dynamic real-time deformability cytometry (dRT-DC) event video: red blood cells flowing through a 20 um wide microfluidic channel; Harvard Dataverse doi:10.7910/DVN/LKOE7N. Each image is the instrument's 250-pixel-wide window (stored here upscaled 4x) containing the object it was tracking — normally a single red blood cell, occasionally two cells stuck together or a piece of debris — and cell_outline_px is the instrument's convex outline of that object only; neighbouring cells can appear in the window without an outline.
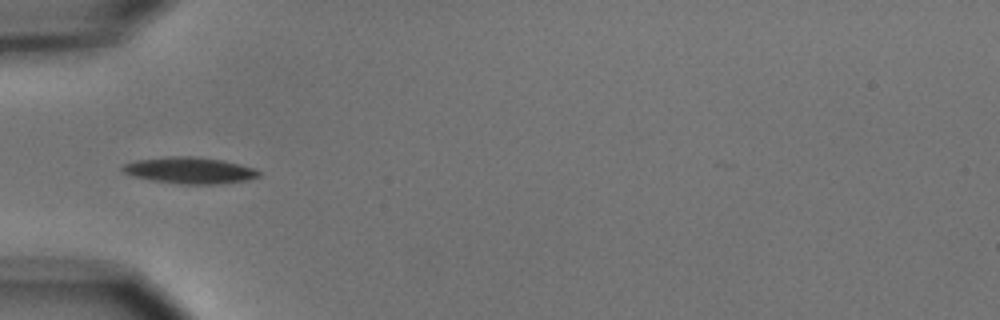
{"species": "common noctule bat (a hibernating species)", "species_latin": "Nyctalus noctula", "temperature_condition": "cold", "stored_images_in_passage": 6, "camera_frame_rate_fps": 3000, "um_per_image_px": 0.085, "animal": {"sex": "male", "body_mass_g": 15.6}, "frame": {"image": 1, "passage_image": 4, "time_ms": 4.333, "image_size_px": [1000, 320], "cell_outline_px": [[260, 176], [244, 180], [220, 184], [180, 184], [152, 180], [132, 176], [124, 172], [120, 168], [124, 164], [136, 160], [164, 156], [192, 156], [224, 160], [240, 164], [252, 168], [260, 172]], "centroid_in_image_um": [16.09, 14.47], "position_along_channel_um": 68.9, "area_um2": 20.98}}
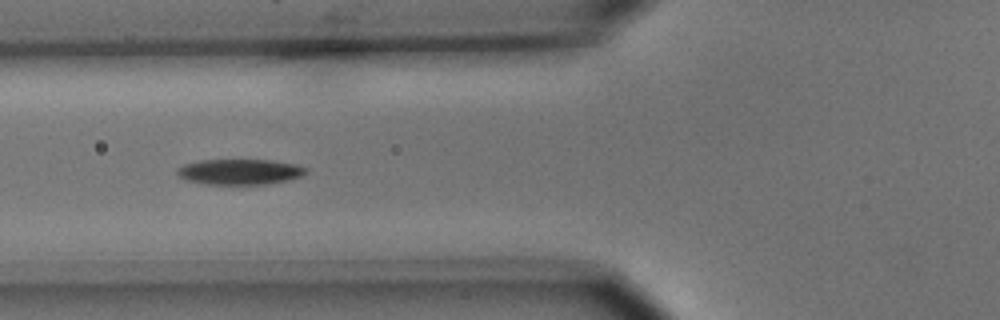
{"frame": {"image": 2, "passage_image": 5, "time_ms": 5.333, "image_size_px": [1000, 320], "cell_outline_px": [[308, 172], [292, 180], [264, 184], [208, 184], [188, 180], [176, 176], [176, 168], [184, 164], [200, 160], [272, 160], [296, 164], [308, 168]], "centroid_in_image_um": [20.39, 14.6], "position_along_channel_um": 105.4, "area_um2": 19.31}}
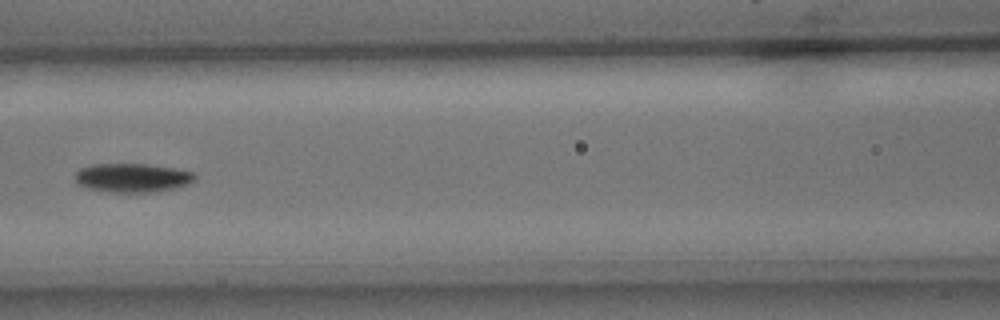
{"frame": {"image": 3, "passage_image": 6, "time_ms": 6.667, "image_size_px": [1000, 320], "cell_outline_px": [[196, 180], [188, 184], [156, 192], [108, 192], [88, 188], [76, 184], [76, 172], [80, 168], [92, 164], [144, 164], [176, 168], [192, 172], [196, 176]], "centroid_in_image_um": [11.24, 15.11], "position_along_channel_um": 155.4, "area_um2": 20.17}}